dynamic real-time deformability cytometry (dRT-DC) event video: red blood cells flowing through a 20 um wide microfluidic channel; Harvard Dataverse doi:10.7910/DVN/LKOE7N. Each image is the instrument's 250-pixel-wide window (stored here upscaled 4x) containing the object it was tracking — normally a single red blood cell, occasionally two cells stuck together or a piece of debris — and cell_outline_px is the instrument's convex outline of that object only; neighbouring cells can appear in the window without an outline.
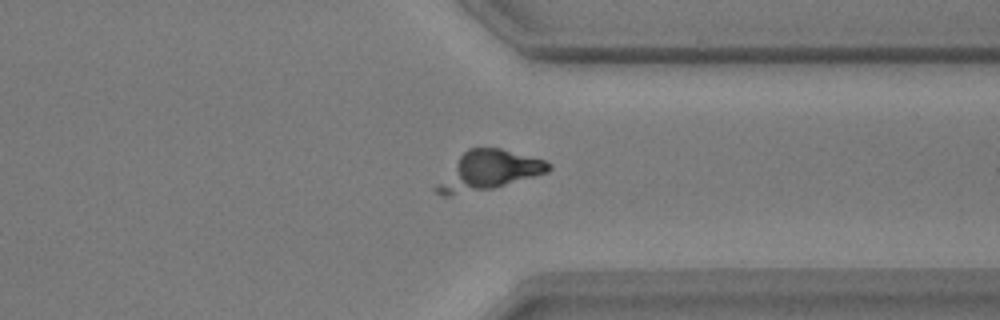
{"species": "common noctule bat (a hibernating species)", "species_latin": "Nyctalus noctula", "temperature_condition": "warm", "stored_images_in_passage": 58, "camera_frame_rate_fps": 3000, "um_per_image_px": 0.085, "animal": {"sex": "male", "body_mass_g": 17.9, "forearm_length_mm": 54.2}, "frame": {"image": 1, "passage_image": 46, "time_ms": 15.0, "image_size_px": [1000, 320], "cell_outline_px": [[552, 168], [548, 172], [492, 188], [448, 196], [444, 196], [436, 192], [432, 188], [460, 156], [468, 148], [500, 148], [544, 160], [552, 164]], "centroid_in_image_um": [41.51, 14.5], "position_along_channel_um": 369.9, "area_um2": 25.03}}
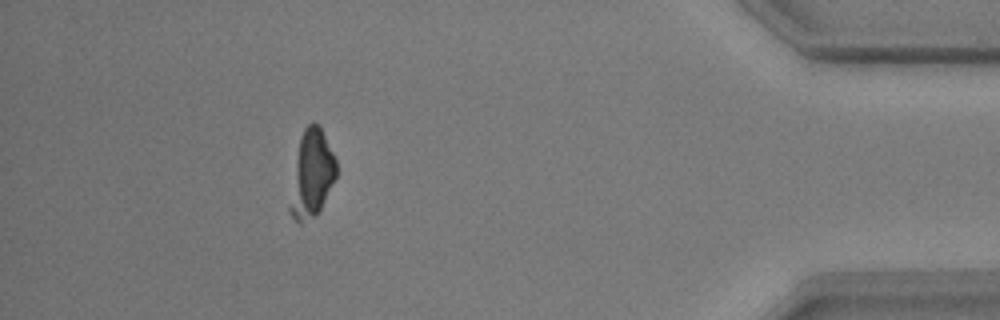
{"frame": {"image": 2, "passage_image": 53, "time_ms": 17.333, "image_size_px": [1000, 320], "cell_outline_px": [[336, 176], [316, 216], [300, 224], [288, 212], [288, 208], [300, 136], [304, 128], [312, 120], [320, 128], [336, 160]], "centroid_in_image_um": [26.47, 14.81], "position_along_channel_um": 408.7, "area_um2": 22.95}}